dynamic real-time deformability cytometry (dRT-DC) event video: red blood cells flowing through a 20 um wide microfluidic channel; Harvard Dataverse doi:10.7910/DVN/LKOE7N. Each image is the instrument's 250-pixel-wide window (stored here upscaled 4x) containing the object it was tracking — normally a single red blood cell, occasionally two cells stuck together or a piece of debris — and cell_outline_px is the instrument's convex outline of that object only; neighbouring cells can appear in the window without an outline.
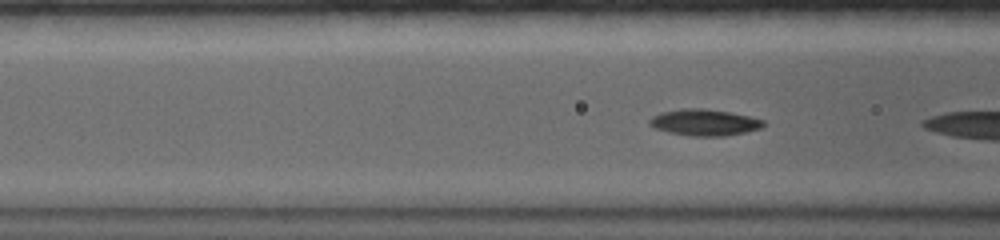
{"species": "common noctule bat (a hibernating species)", "species_latin": "Nyctalus noctula", "temperature_condition": "warm", "stored_images_in_passage": 26, "camera_frame_rate_fps": 5000, "um_per_image_px": 0.085, "animal": {"sex": "female", "body_mass_g": 19.0, "forearm_length_mm": 56.7}, "frame": {"image": 1, "passage_image": 9, "time_ms": 1.6, "image_size_px": [1000, 240], "cell_outline_px": [[764, 124], [760, 128], [744, 132], [724, 136], [688, 136], [668, 132], [656, 128], [648, 124], [648, 120], [652, 116], [660, 112], [680, 108], [704, 108], [732, 112], [764, 120]], "centroid_in_image_um": [59.82, 10.39], "position_along_channel_um": 106.8, "area_um2": 17.63}}